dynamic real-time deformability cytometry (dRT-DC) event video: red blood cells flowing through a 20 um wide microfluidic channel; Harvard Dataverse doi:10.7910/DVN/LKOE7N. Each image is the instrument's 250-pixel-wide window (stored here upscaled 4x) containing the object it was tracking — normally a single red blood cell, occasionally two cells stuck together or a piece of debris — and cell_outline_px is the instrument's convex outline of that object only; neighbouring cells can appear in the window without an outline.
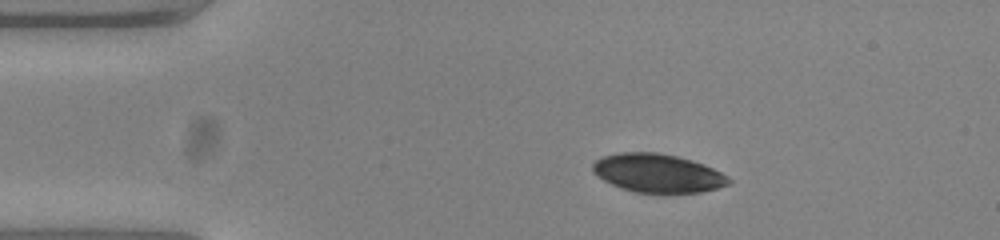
{"species": "common noctule bat (a hibernating species)", "species_latin": "Nyctalus noctula", "temperature_condition": "warm", "stored_images_in_passage": 45, "camera_frame_rate_fps": 3000, "um_per_image_px": 0.085, "animal": {"sex": "female", "body_mass_g": 23.0, "forearm_length_mm": 53.4}, "frame": {"image": 1, "passage_image": 1, "time_ms": 0.0, "image_size_px": [1000, 240], "cell_outline_px": [[732, 180], [728, 184], [716, 188], [700, 192], [636, 192], [612, 184], [604, 180], [592, 172], [592, 164], [596, 160], [604, 156], [620, 152], [656, 152], [676, 156], [692, 160], [704, 164], [728, 176]], "centroid_in_image_um": [55.9, 14.7], "position_along_channel_um": 29.1, "area_um2": 30.17}}